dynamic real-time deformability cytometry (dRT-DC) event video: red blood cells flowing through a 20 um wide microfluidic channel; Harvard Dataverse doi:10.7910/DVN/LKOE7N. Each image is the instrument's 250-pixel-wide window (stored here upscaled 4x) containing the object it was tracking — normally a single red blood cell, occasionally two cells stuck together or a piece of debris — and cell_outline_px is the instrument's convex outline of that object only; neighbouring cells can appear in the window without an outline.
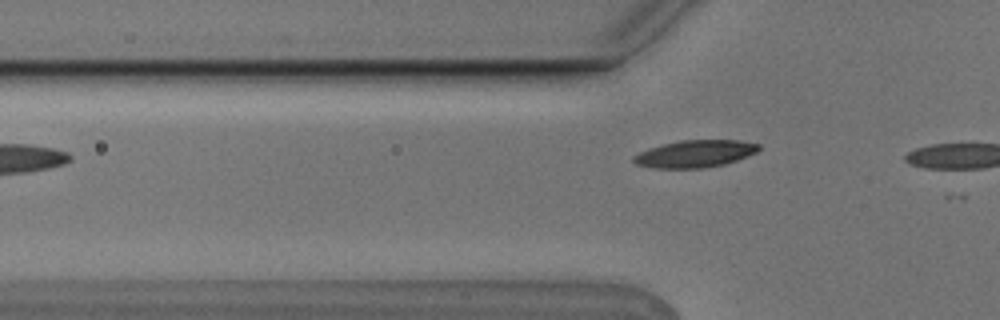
{"species": "Egyptian fruit bat (a non-hibernating species)", "species_latin": "Rousettus aegyptiacus", "temperature_condition": "cold", "stored_images_in_passage": 5, "camera_frame_rate_fps": 3000, "um_per_image_px": 0.085, "animal": {"sex": "male"}, "frame": {"image": 1, "passage_image": 5, "time_ms": 1.333, "image_size_px": [1000, 320], "cell_outline_px": [[760, 148], [756, 152], [748, 156], [724, 164], [704, 168], [656, 168], [636, 164], [632, 160], [632, 156], [648, 148], [680, 140], [736, 140], [760, 144]], "centroid_in_image_um": [59.07, 13.07], "position_along_channel_um": 66.7, "area_um2": 19.77}}